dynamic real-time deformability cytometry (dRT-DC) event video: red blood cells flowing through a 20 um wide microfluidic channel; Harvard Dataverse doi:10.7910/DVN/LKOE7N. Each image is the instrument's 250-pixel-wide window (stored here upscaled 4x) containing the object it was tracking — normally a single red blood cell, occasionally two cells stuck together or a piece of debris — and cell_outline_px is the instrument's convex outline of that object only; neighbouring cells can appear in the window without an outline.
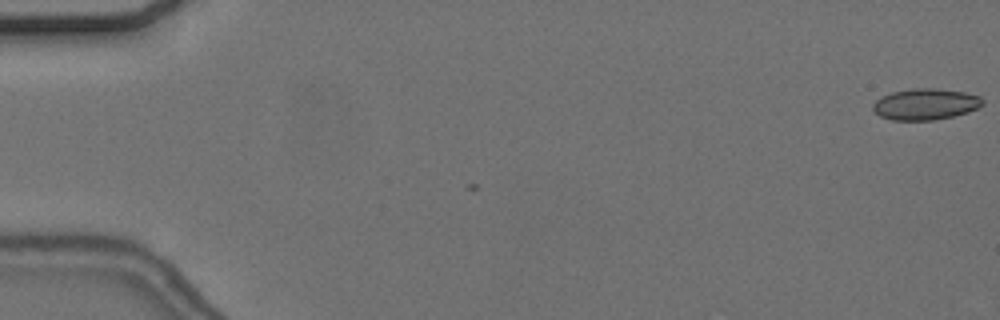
{"species": "common noctule bat (a hibernating species)", "species_latin": "Nyctalus noctula", "temperature_condition": "cold", "stored_images_in_passage": 2, "camera_frame_rate_fps": 3000, "um_per_image_px": 0.085, "animal": {"sex": "female", "body_mass_g": 24.6, "forearm_length_mm": 56.2}, "frame": {"image": 1, "passage_image": 2, "time_ms": 0.333, "image_size_px": [1000, 320], "cell_outline_px": [[984, 104], [968, 112], [952, 116], [932, 120], [892, 120], [880, 116], [872, 108], [872, 104], [876, 100], [892, 92], [916, 88], [932, 88], [964, 92], [980, 96], [984, 100]], "centroid_in_image_um": [78.67, 8.86], "position_along_channel_um": 6.3, "area_um2": 19.77}}